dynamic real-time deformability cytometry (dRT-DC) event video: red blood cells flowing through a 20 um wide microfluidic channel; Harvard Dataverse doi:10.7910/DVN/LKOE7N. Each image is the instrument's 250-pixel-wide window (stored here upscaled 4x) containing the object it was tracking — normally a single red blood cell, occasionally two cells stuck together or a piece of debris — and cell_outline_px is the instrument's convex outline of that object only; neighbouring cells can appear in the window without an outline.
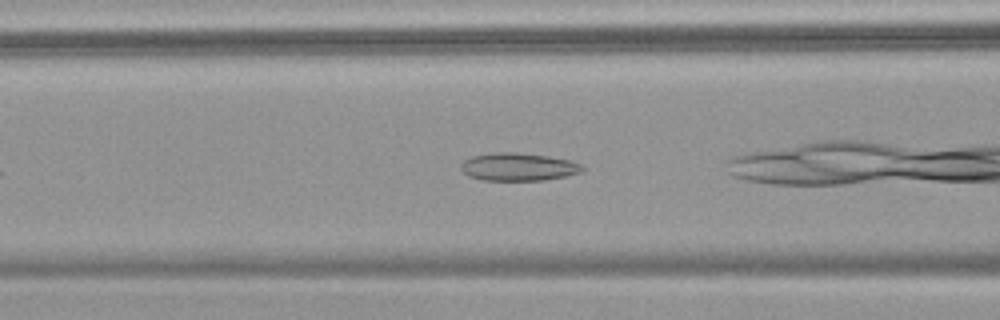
{"species": "common noctule bat (a hibernating species)", "species_latin": "Nyctalus noctula", "temperature_condition": "warm", "stored_images_in_passage": 42, "camera_frame_rate_fps": 3000, "um_per_image_px": 0.085, "animal": {"sex": "female", "body_mass_g": 18.4}, "frame": {"image": 1, "passage_image": 8, "time_ms": 2.333, "image_size_px": [1000, 320], "cell_outline_px": [[584, 168], [580, 172], [564, 176], [544, 180], [484, 180], [468, 176], [460, 168], [460, 164], [464, 160], [472, 156], [496, 152], [516, 152], [548, 156], [572, 160], [580, 164]], "centroid_in_image_um": [44.04, 14.17], "position_along_channel_um": 122.6, "area_um2": 19.65}}
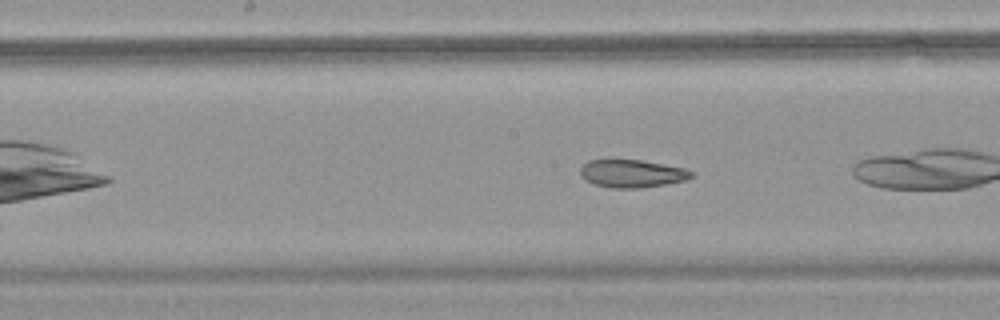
{"frame": {"image": 2, "passage_image": 14, "time_ms": 4.333, "image_size_px": [1000, 320], "cell_outline_px": [[696, 176], [688, 180], [668, 184], [640, 188], [608, 188], [584, 180], [580, 176], [580, 168], [588, 160], [640, 160], [684, 168], [696, 172]], "centroid_in_image_um": [53.77, 14.76], "position_along_channel_um": 194.4, "area_um2": 18.26}}
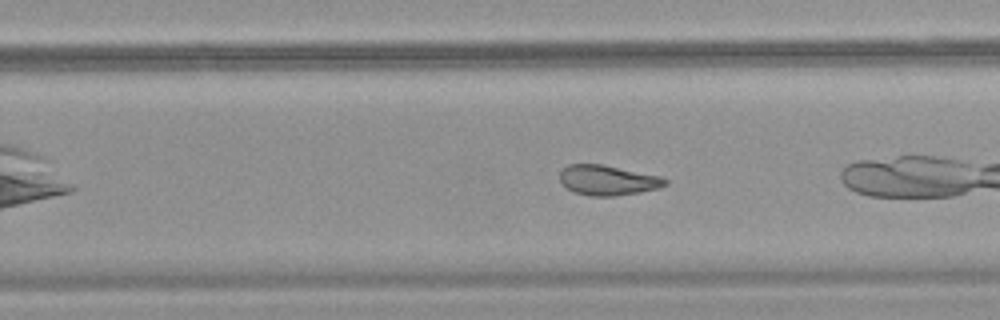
{"frame": {"image": 3, "passage_image": 21, "time_ms": 6.667, "image_size_px": [1000, 320], "cell_outline_px": [[668, 184], [660, 188], [640, 192], [612, 196], [592, 196], [576, 192], [568, 188], [560, 180], [560, 172], [568, 164], [600, 164], [660, 176], [668, 180]], "centroid_in_image_um": [51.69, 15.32], "position_along_channel_um": 278.1, "area_um2": 18.21}, "authors_computed_cell_mechanics": {"area_um2": 20.23, "velocity_mm_per_s": 3.6062, "shape_relaxation_time_tau1_ms": null, "shape_relaxation_time_tau2_ms": 1.2997, "deformation_change_tau1": null, "deformation_change_tau2": 0.0705}}